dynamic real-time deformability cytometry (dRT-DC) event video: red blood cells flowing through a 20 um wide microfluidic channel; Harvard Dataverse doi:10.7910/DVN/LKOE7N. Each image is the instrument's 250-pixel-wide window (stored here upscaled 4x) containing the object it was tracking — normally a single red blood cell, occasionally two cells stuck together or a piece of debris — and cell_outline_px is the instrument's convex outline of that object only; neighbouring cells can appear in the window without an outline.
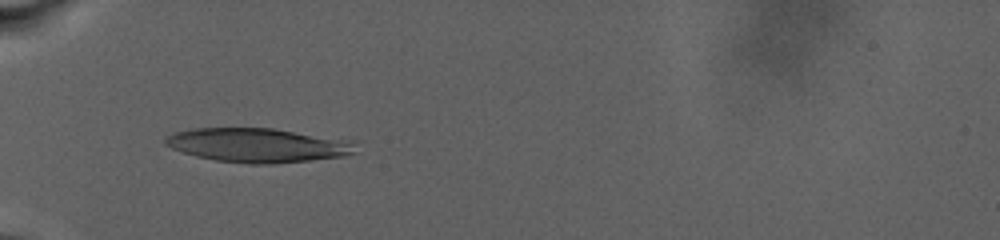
{"species": "human", "species_latin": "Homo sapiens", "temperature_condition": "warm", "stored_images_in_passage": 42, "camera_frame_rate_fps": 3000, "um_per_image_px": 0.085, "donor": {"sex": "male"}, "frame": {"image": 1, "passage_image": 1, "time_ms": 0.0, "image_size_px": [1000, 240], "cell_outline_px": [[356, 152], [344, 156], [272, 164], [248, 164], [216, 160], [196, 156], [172, 148], [164, 144], [164, 140], [168, 136], [176, 132], [192, 128], [272, 128], [352, 140]], "centroid_in_image_um": [21.91, 12.34], "position_along_channel_um": 63.1, "area_um2": 37.69}}
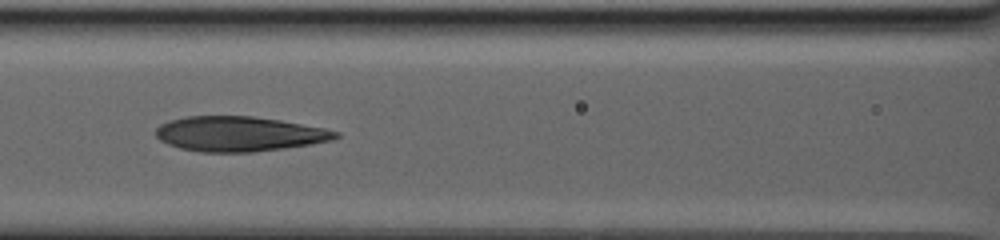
{"frame": {"image": 2, "passage_image": 19, "time_ms": 3.667, "image_size_px": [1000, 240], "cell_outline_px": [[340, 136], [332, 140], [284, 148], [252, 152], [200, 152], [180, 148], [168, 144], [160, 140], [156, 136], [156, 128], [160, 124], [168, 120], [188, 116], [252, 116], [280, 120], [324, 128], [340, 132]], "centroid_in_image_um": [20.3, 11.38], "position_along_channel_um": 146.3, "area_um2": 36.53}}
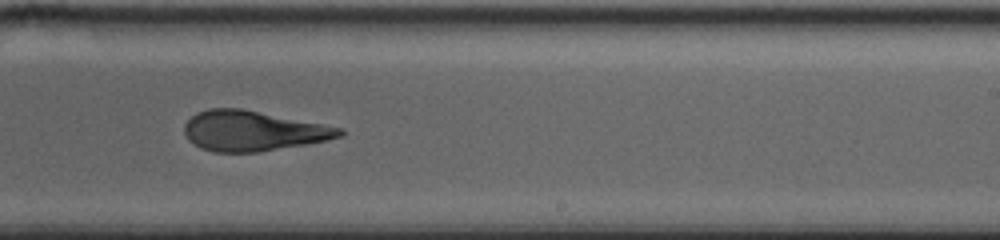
{"frame": {"image": 3, "passage_image": 41, "time_ms": 8.333, "image_size_px": [1000, 240], "cell_outline_px": [[344, 136], [308, 144], [256, 152], [212, 152], [200, 148], [192, 144], [188, 140], [184, 132], [184, 124], [196, 112], [208, 108], [240, 108], [344, 128]], "centroid_in_image_um": [21.48, 11.13], "position_along_channel_um": 267.5, "area_um2": 36.41}}